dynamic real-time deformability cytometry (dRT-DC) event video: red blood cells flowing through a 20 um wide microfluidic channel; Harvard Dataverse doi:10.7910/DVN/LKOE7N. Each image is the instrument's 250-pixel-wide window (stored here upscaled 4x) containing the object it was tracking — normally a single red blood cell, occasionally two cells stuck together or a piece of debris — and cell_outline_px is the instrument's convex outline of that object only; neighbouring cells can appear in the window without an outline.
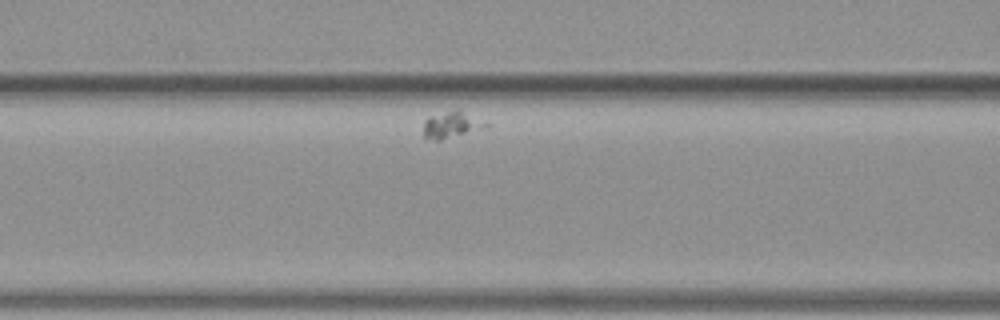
{"species": "common noctule bat (a hibernating species)", "species_latin": "Nyctalus noctula", "temperature_condition": "warm", "stored_images_in_passage": 37, "camera_frame_rate_fps": 3000, "um_per_image_px": 0.085, "animal": {"sex": "female", "body_mass_g": 19.3, "forearm_length_mm": 54.1}, "frame": {"image": 1, "passage_image": 11, "time_ms": 3.333, "image_size_px": [1000, 320], "cell_outline_px": [[492, 124], [488, 128], [440, 140], [424, 140], [424, 120], [428, 116], [456, 108], [460, 108]], "centroid_in_image_um": [38.44, 10.58], "position_along_channel_um": 128.2, "area_um2": 10.29}}
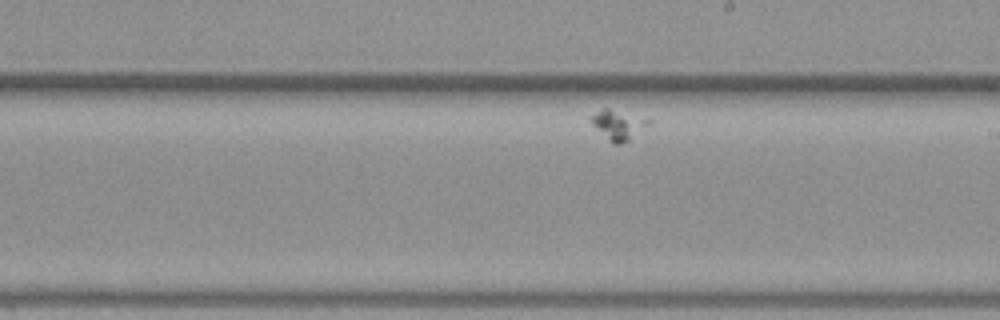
{"frame": {"image": 2, "passage_image": 22, "time_ms": 7.0, "image_size_px": [1000, 320], "cell_outline_px": [[652, 124], [628, 140], [620, 144], [612, 144], [588, 120], [588, 116], [604, 108], [608, 108], [652, 120]], "centroid_in_image_um": [52.54, 10.61], "position_along_channel_um": 236.5, "area_um2": 10.0}}